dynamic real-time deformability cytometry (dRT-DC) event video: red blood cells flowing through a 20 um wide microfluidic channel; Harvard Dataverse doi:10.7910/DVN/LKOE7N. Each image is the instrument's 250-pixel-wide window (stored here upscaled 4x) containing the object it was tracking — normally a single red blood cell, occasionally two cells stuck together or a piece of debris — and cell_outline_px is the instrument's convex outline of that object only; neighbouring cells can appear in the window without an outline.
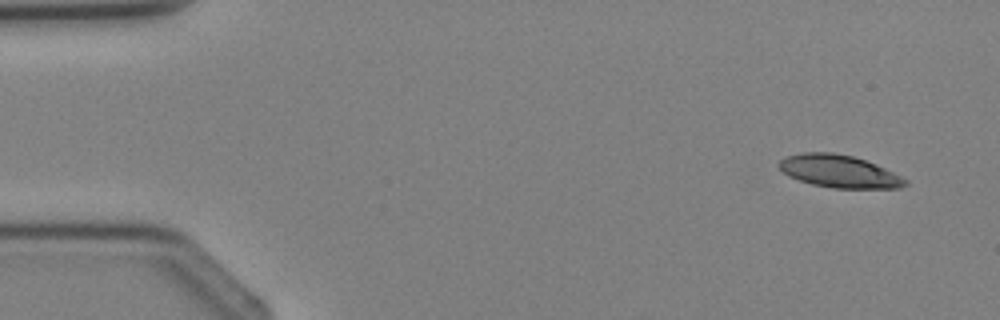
{"species": "Egyptian fruit bat (a non-hibernating species)", "species_latin": "Rousettus aegyptiacus", "temperature_condition": "cold", "stored_images_in_passage": 4, "camera_frame_rate_fps": 3000, "um_per_image_px": 0.085, "animal": {"sex": "female"}, "frame": {"image": 1, "passage_image": 1, "time_ms": 0.0, "image_size_px": [1000, 320], "cell_outline_px": [[908, 184], [900, 188], [832, 188], [812, 184], [788, 176], [776, 164], [784, 156], [800, 152], [832, 152], [852, 156], [876, 164], [908, 180]], "centroid_in_image_um": [71.29, 14.55], "position_along_channel_um": 13.7, "area_um2": 23.99}}
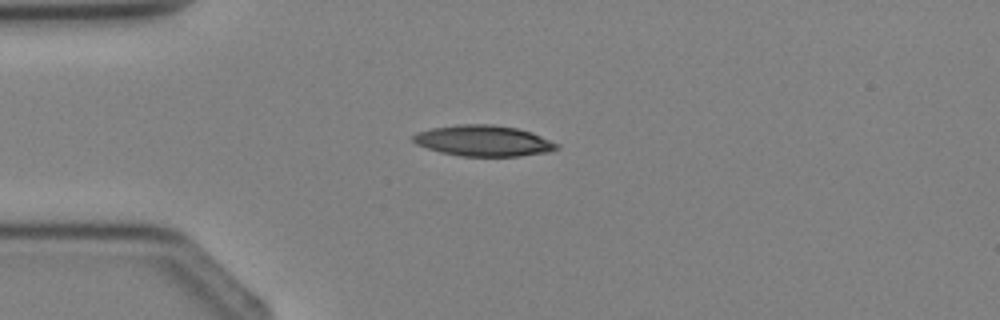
{"frame": {"image": 2, "passage_image": 3, "time_ms": 2.333, "image_size_px": [1000, 320], "cell_outline_px": [[560, 148], [552, 152], [520, 156], [460, 156], [440, 152], [416, 144], [412, 140], [412, 136], [416, 132], [432, 128], [460, 124], [492, 124], [516, 128], [532, 132], [560, 144]], "centroid_in_image_um": [41.13, 11.97], "position_along_channel_um": 43.9, "area_um2": 26.07}}
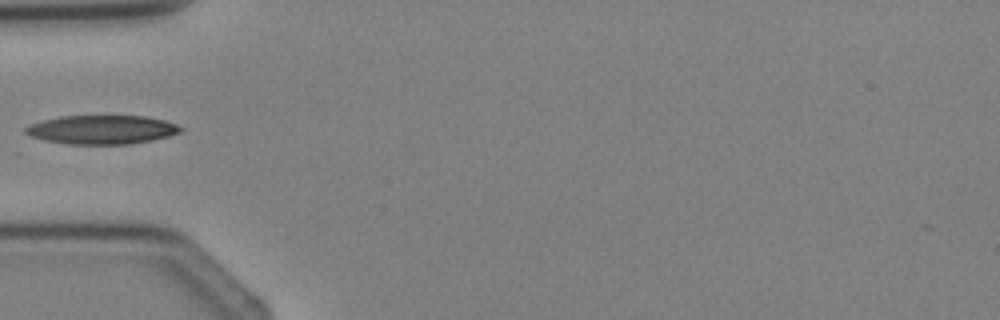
{"frame": {"image": 3, "passage_image": 4, "time_ms": 3.333, "image_size_px": [1000, 320], "cell_outline_px": [[184, 128], [180, 132], [168, 136], [152, 140], [128, 144], [68, 144], [44, 140], [32, 136], [24, 132], [24, 128], [28, 124], [60, 116], [144, 116], [164, 120], [176, 124]], "centroid_in_image_um": [8.64, 11.02], "position_along_channel_um": 76.4, "area_um2": 26.01}}